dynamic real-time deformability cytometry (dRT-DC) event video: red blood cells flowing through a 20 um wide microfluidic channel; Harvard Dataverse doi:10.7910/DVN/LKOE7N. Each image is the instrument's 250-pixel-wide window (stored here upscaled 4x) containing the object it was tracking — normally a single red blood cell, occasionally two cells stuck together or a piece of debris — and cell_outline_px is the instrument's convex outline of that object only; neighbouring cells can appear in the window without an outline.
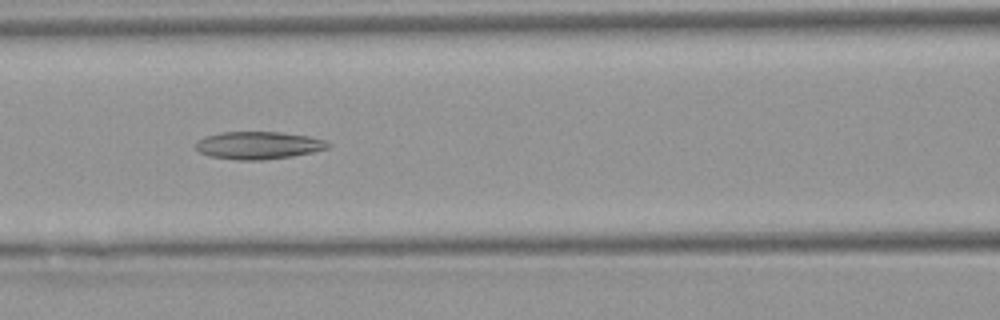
{"species": "Egyptian fruit bat (a non-hibernating species)", "species_latin": "Rousettus aegyptiacus", "temperature_condition": "warm", "stored_images_in_passage": 33, "camera_frame_rate_fps": 3000, "um_per_image_px": 0.085, "animal": {"sex": "female"}, "frame": {"image": 1, "passage_image": 20, "time_ms": 6.333, "image_size_px": [1000, 320], "cell_outline_px": [[332, 144], [328, 148], [312, 152], [292, 156], [264, 160], [236, 160], [208, 156], [200, 152], [196, 148], [196, 140], [204, 136], [220, 132], [280, 132], [308, 136], [324, 140]], "centroid_in_image_um": [21.93, 12.35], "position_along_channel_um": 144.7, "area_um2": 21.39}}
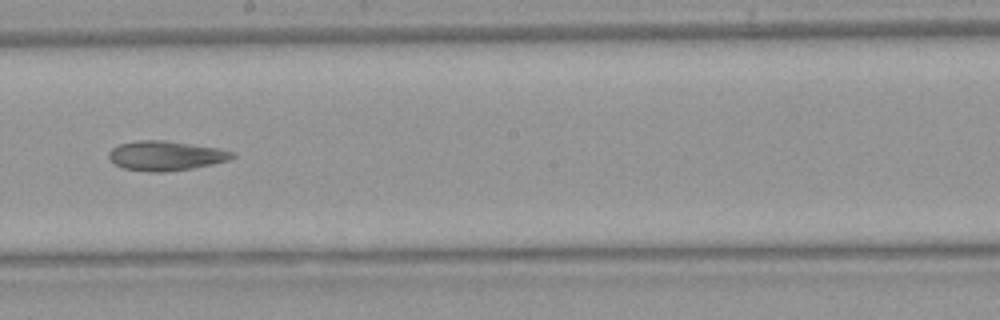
{"frame": {"image": 2, "passage_image": 27, "time_ms": 8.667, "image_size_px": [1000, 320], "cell_outline_px": [[236, 156], [228, 160], [212, 164], [192, 168], [168, 172], [148, 172], [124, 168], [116, 164], [108, 156], [108, 152], [112, 148], [120, 144], [136, 140], [164, 140], [216, 148], [236, 152]], "centroid_in_image_um": [14.09, 13.24], "position_along_channel_um": 234.1, "area_um2": 21.21}}
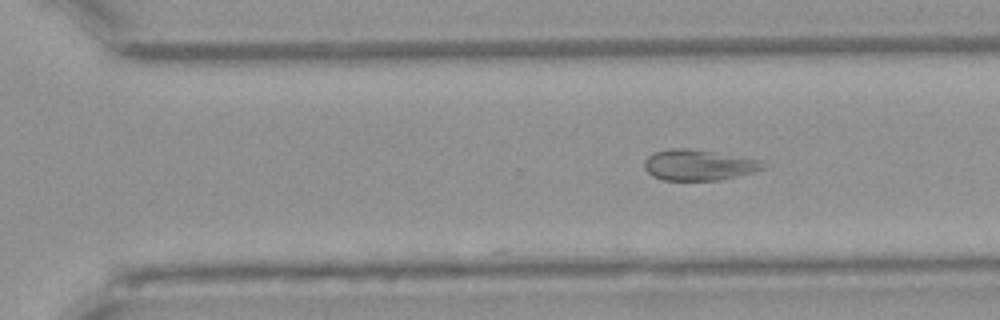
{"frame": {"image": 3, "passage_image": 33, "time_ms": 10.667, "image_size_px": [1000, 320], "cell_outline_px": [[768, 168], [720, 180], [664, 180], [652, 176], [644, 168], [644, 160], [652, 152], [672, 148], [688, 148], [760, 160], [768, 164]], "centroid_in_image_um": [59.37, 14.03], "position_along_channel_um": 311.2, "area_um2": 21.27}}